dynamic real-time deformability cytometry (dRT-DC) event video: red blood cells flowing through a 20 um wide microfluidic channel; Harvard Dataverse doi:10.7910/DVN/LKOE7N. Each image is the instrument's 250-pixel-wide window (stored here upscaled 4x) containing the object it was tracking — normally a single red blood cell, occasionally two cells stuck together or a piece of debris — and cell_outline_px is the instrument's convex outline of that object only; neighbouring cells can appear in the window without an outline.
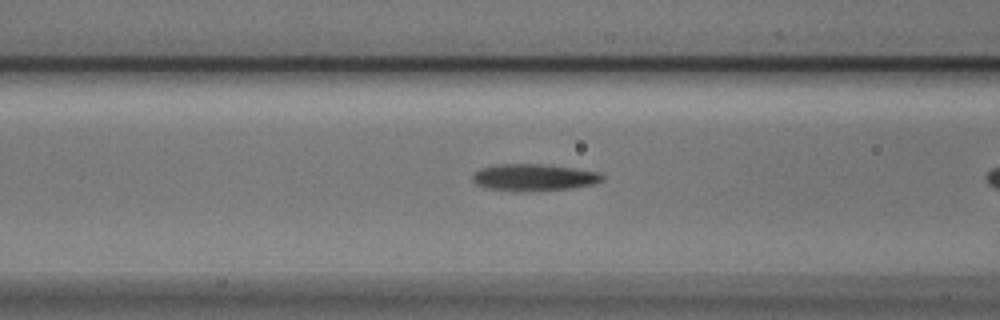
{"species": "Egyptian fruit bat (a non-hibernating species)", "species_latin": "Rousettus aegyptiacus", "temperature_condition": "cold", "stored_images_in_passage": 9, "camera_frame_rate_fps": 3000, "um_per_image_px": 0.085, "animal": {"sex": "male"}, "frame": {"image": 1, "passage_image": 8, "time_ms": 2.333, "image_size_px": [1000, 320], "cell_outline_px": [[604, 180], [596, 184], [572, 188], [520, 192], [512, 192], [488, 188], [476, 184], [472, 180], [472, 176], [480, 168], [496, 164], [540, 164], [572, 168], [596, 172], [604, 176]], "centroid_in_image_um": [45.35, 15.09], "position_along_channel_um": 121.2, "area_um2": 20.4}}